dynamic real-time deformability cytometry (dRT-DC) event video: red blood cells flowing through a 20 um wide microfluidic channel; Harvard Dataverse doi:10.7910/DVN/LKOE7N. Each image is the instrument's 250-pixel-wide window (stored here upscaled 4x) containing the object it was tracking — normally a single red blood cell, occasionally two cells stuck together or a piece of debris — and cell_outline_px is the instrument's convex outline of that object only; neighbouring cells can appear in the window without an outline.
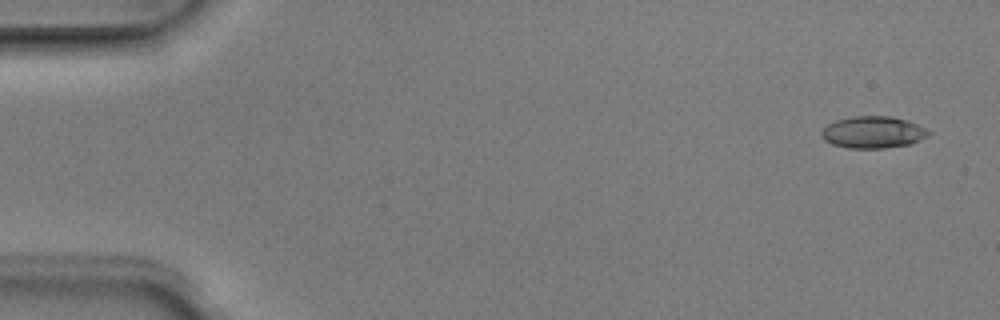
{"species": "Egyptian fruit bat (a non-hibernating species)", "species_latin": "Rousettus aegyptiacus", "temperature_condition": "room temperature", "stored_images_in_passage": 5, "camera_frame_rate_fps": 3000, "um_per_image_px": 0.085, "animal": {"sex": "male"}, "frame": {"image": 1, "passage_image": 1, "time_ms": 0.0, "image_size_px": [1000, 320], "cell_outline_px": [[932, 132], [928, 136], [920, 140], [908, 144], [884, 148], [848, 148], [832, 144], [824, 140], [820, 136], [820, 132], [828, 124], [836, 120], [852, 116], [892, 116], [908, 120]], "centroid_in_image_um": [74.19, 11.23], "position_along_channel_um": 10.8, "area_um2": 19.94}}
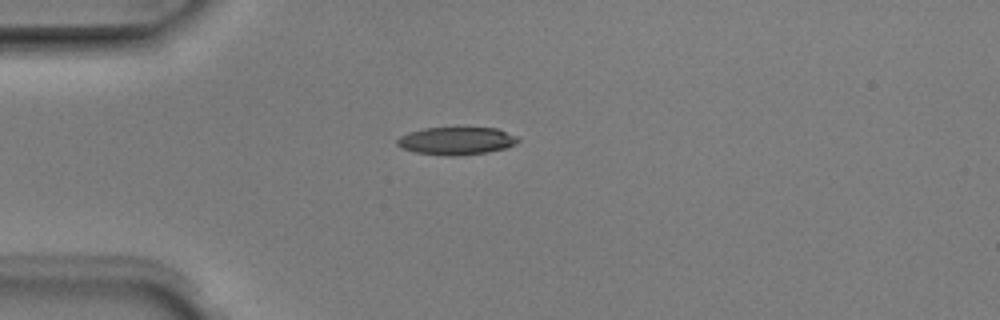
{"frame": {"image": 2, "passage_image": 4, "time_ms": 1.0, "image_size_px": [1000, 320], "cell_outline_px": [[520, 140], [516, 144], [508, 148], [488, 152], [452, 156], [448, 156], [416, 152], [400, 148], [396, 144], [396, 140], [400, 136], [408, 132], [424, 128], [496, 128], [516, 136]], "centroid_in_image_um": [38.78, 11.98], "position_along_channel_um": 46.2, "area_um2": 19.54}}